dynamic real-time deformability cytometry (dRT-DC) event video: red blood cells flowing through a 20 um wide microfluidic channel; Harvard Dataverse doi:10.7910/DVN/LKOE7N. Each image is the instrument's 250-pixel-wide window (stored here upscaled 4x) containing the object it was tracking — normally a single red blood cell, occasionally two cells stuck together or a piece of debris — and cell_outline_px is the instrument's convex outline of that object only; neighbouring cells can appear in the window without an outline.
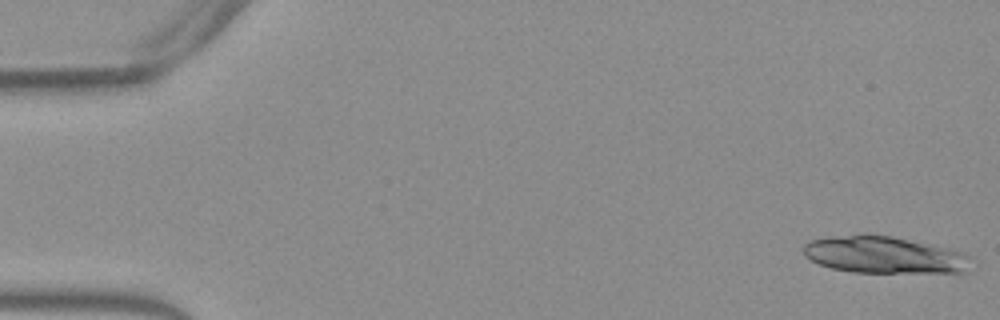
{"species": "Egyptian fruit bat (a non-hibernating species)", "species_latin": "Rousettus aegyptiacus", "temperature_condition": "warm", "stored_images_in_passage": 14, "camera_frame_rate_fps": 3000, "um_per_image_px": 0.085, "frame": {"image": 1, "passage_image": 1, "time_ms": 0.0, "image_size_px": [1000, 320], "cell_outline_px": [[968, 256], [964, 272], [852, 272], [832, 268], [820, 264], [804, 256], [804, 244], [808, 240], [832, 236], [860, 232], [868, 232], [892, 236], [948, 248], [964, 252]], "centroid_in_image_um": [75.04, 21.62], "position_along_channel_um": 10.0, "area_um2": 36.13}}